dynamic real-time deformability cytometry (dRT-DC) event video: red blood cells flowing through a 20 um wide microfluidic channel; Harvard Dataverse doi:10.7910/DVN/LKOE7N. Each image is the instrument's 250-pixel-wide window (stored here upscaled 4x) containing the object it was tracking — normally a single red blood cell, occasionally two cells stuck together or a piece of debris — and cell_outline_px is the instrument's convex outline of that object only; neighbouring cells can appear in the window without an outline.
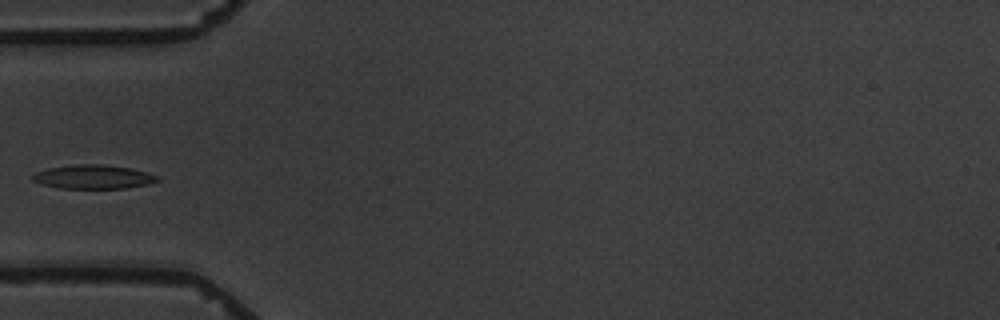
{"species": "common noctule bat (a hibernating species)", "species_latin": "Nyctalus noctula", "temperature_condition": "warm", "stored_images_in_passage": 7, "camera_frame_rate_fps": 3000, "um_per_image_px": 0.085, "animal": {"sex": "male", "body_mass_g": 19.5, "forearm_length_mm": 54.6}, "frame": {"image": 1, "passage_image": 5, "time_ms": 4.667, "image_size_px": [1000, 320], "cell_outline_px": [[160, 180], [148, 184], [124, 188], [60, 188], [44, 184], [32, 180], [32, 176], [36, 172], [48, 168], [80, 164], [100, 164], [132, 168], [160, 176]], "centroid_in_image_um": [7.98, 15.03], "position_along_channel_um": 77.0, "area_um2": 17.22}}
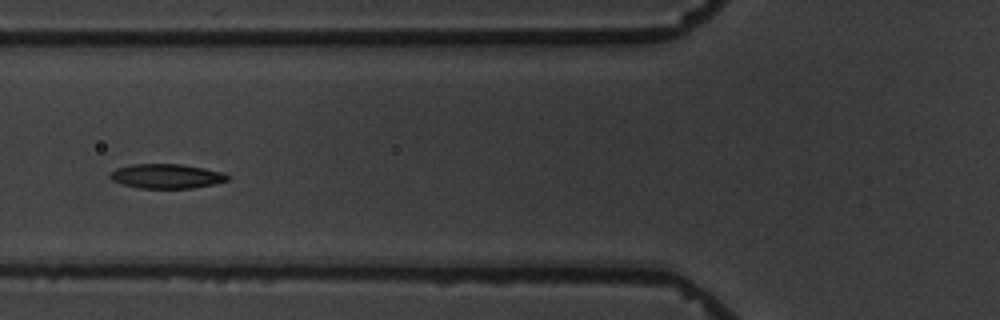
{"frame": {"image": 2, "passage_image": 6, "time_ms": 5.667, "image_size_px": [1000, 320], "cell_outline_px": [[228, 180], [212, 184], [192, 188], [140, 188], [120, 184], [112, 180], [108, 176], [116, 168], [132, 164], [180, 164], [204, 168], [224, 172], [228, 176]], "centroid_in_image_um": [14.12, 14.97], "position_along_channel_um": 111.7, "area_um2": 16.7}}
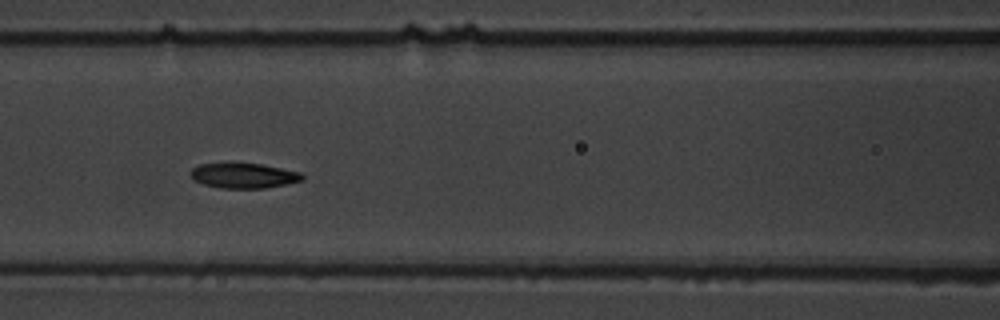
{"frame": {"image": 3, "passage_image": 7, "time_ms": 6.667, "image_size_px": [1000, 320], "cell_outline_px": [[304, 180], [264, 188], [220, 188], [204, 184], [196, 180], [192, 176], [192, 168], [200, 164], [260, 164], [300, 172], [304, 176]], "centroid_in_image_um": [20.75, 14.94], "position_along_channel_um": 145.9, "area_um2": 15.84}}